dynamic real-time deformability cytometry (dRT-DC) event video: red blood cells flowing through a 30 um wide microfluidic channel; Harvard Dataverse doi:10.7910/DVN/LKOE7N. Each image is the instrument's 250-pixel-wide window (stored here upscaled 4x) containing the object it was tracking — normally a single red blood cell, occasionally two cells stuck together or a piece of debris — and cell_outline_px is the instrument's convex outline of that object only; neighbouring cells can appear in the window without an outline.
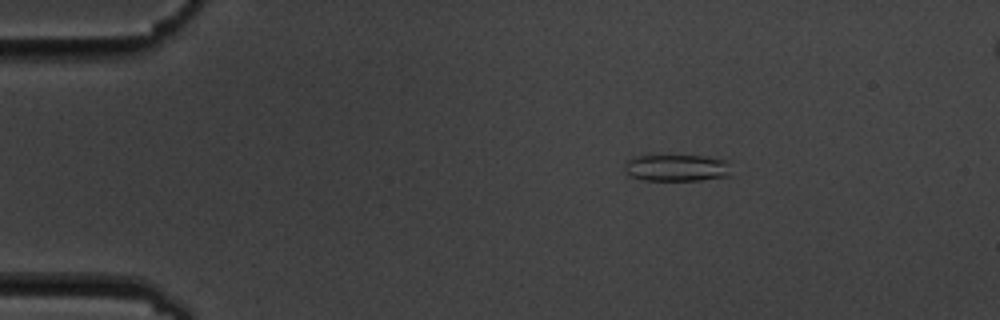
{"species": "common noctule bat (a hibernating species)", "species_latin": "Nyctalus noctula", "temperature_condition": "cold", "stored_images_in_passage": 5, "camera_frame_rate_fps": 3000, "um_per_image_px": 0.085, "animal": {"sex": "male", "body_mass_g": 19.5, "forearm_length_mm": 54.6}, "frame": {"image": 1, "passage_image": 2, "time_ms": 1.333, "image_size_px": [1000, 320], "cell_outline_px": [[732, 176], [700, 180], [644, 180], [628, 176], [624, 168], [624, 164], [632, 156], [704, 156], [728, 160]], "centroid_in_image_um": [57.54, 14.27], "position_along_channel_um": 27.5, "area_um2": 16.88}}